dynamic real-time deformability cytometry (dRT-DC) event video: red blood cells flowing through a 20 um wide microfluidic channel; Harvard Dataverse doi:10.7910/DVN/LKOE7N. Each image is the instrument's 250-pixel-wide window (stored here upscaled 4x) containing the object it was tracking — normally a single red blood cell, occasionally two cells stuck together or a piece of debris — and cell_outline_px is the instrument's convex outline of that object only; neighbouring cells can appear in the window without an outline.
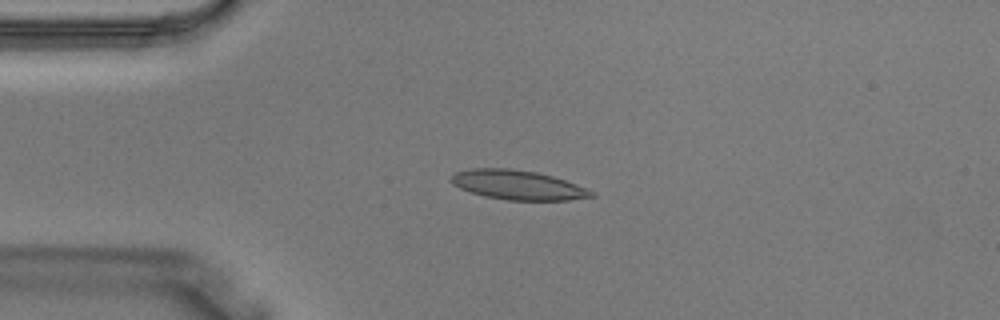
{"species": "Egyptian fruit bat (a non-hibernating species)", "species_latin": "Rousettus aegyptiacus", "temperature_condition": "warm", "stored_images_in_passage": 3, "camera_frame_rate_fps": 3000, "um_per_image_px": 0.085, "animal": {"sex": "male"}, "frame": {"image": 1, "passage_image": 2, "time_ms": 0.333, "image_size_px": [1000, 320], "cell_outline_px": [[596, 196], [568, 200], [508, 200], [484, 196], [460, 188], [452, 184], [448, 180], [456, 172], [472, 168], [512, 168], [536, 172], [552, 176], [576, 184], [596, 192]], "centroid_in_image_um": [44.01, 15.72], "position_along_channel_um": 41.0, "area_um2": 24.04}}